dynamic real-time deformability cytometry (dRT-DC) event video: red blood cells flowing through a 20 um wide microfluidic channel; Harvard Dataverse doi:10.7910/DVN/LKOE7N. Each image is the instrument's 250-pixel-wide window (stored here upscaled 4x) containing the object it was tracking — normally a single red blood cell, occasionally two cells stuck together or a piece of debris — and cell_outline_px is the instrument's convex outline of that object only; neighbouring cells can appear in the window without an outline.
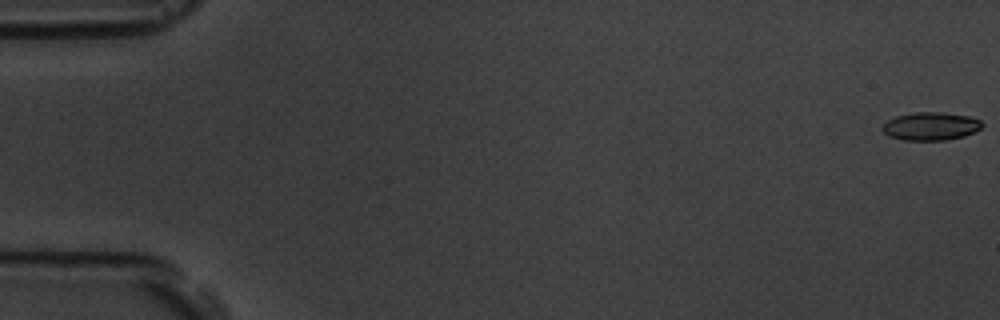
{"species": "common noctule bat (a hibernating species)", "species_latin": "Nyctalus noctula", "temperature_condition": "room temperature", "stored_images_in_passage": 6, "camera_frame_rate_fps": 3000, "um_per_image_px": 0.085, "animal": {"sex": "male", "body_mass_g": 19.5, "forearm_length_mm": 54.6}, "frame": {"image": 1, "passage_image": 1, "time_ms": 0.0, "image_size_px": [1000, 320], "cell_outline_px": [[984, 124], [980, 128], [964, 136], [944, 140], [904, 140], [888, 136], [880, 128], [888, 120], [896, 116], [912, 112], [940, 112], [968, 116], [980, 120]], "centroid_in_image_um": [79.08, 10.72], "position_along_channel_um": 5.9, "area_um2": 16.24}}
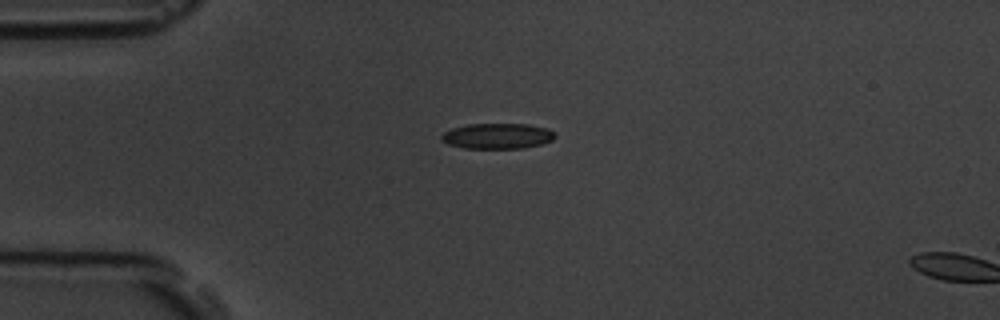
{"frame": {"image": 2, "passage_image": 5, "time_ms": 4.667, "image_size_px": [1000, 320], "cell_outline_px": [[556, 136], [552, 140], [540, 144], [524, 148], [464, 148], [448, 144], [440, 140], [440, 136], [444, 132], [452, 128], [468, 124], [528, 124], [548, 128], [556, 132]], "centroid_in_image_um": [42.28, 11.56], "position_along_channel_um": 42.7, "area_um2": 16.99}}